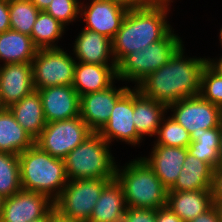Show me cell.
Listing matches in <instances>:
<instances>
[{
	"instance_id": "obj_1",
	"label": "cell",
	"mask_w": 222,
	"mask_h": 222,
	"mask_svg": "<svg viewBox=\"0 0 222 222\" xmlns=\"http://www.w3.org/2000/svg\"><path fill=\"white\" fill-rule=\"evenodd\" d=\"M183 46L177 49L166 64L137 85L136 88L144 96L168 106L200 94L201 74L208 59L185 58Z\"/></svg>"
},
{
	"instance_id": "obj_2",
	"label": "cell",
	"mask_w": 222,
	"mask_h": 222,
	"mask_svg": "<svg viewBox=\"0 0 222 222\" xmlns=\"http://www.w3.org/2000/svg\"><path fill=\"white\" fill-rule=\"evenodd\" d=\"M168 7L147 2L128 10L121 27L111 40L112 58L116 65L128 54L143 50L162 40L171 30L167 24Z\"/></svg>"
},
{
	"instance_id": "obj_3",
	"label": "cell",
	"mask_w": 222,
	"mask_h": 222,
	"mask_svg": "<svg viewBox=\"0 0 222 222\" xmlns=\"http://www.w3.org/2000/svg\"><path fill=\"white\" fill-rule=\"evenodd\" d=\"M18 156L22 190L45 194L54 202L68 183L64 159L35 143Z\"/></svg>"
},
{
	"instance_id": "obj_4",
	"label": "cell",
	"mask_w": 222,
	"mask_h": 222,
	"mask_svg": "<svg viewBox=\"0 0 222 222\" xmlns=\"http://www.w3.org/2000/svg\"><path fill=\"white\" fill-rule=\"evenodd\" d=\"M115 179L123 189L126 207L157 210L167 206L168 189L143 157L123 170L117 167Z\"/></svg>"
},
{
	"instance_id": "obj_5",
	"label": "cell",
	"mask_w": 222,
	"mask_h": 222,
	"mask_svg": "<svg viewBox=\"0 0 222 222\" xmlns=\"http://www.w3.org/2000/svg\"><path fill=\"white\" fill-rule=\"evenodd\" d=\"M109 143L93 132L64 158L68 180L112 179L115 180L117 165Z\"/></svg>"
},
{
	"instance_id": "obj_6",
	"label": "cell",
	"mask_w": 222,
	"mask_h": 222,
	"mask_svg": "<svg viewBox=\"0 0 222 222\" xmlns=\"http://www.w3.org/2000/svg\"><path fill=\"white\" fill-rule=\"evenodd\" d=\"M181 45L182 40L171 30L162 40L126 55L117 64V79L131 80L138 85L148 75L166 64Z\"/></svg>"
},
{
	"instance_id": "obj_7",
	"label": "cell",
	"mask_w": 222,
	"mask_h": 222,
	"mask_svg": "<svg viewBox=\"0 0 222 222\" xmlns=\"http://www.w3.org/2000/svg\"><path fill=\"white\" fill-rule=\"evenodd\" d=\"M112 179L68 180V183L54 201L56 212L65 218L87 222L93 212L103 188Z\"/></svg>"
},
{
	"instance_id": "obj_8",
	"label": "cell",
	"mask_w": 222,
	"mask_h": 222,
	"mask_svg": "<svg viewBox=\"0 0 222 222\" xmlns=\"http://www.w3.org/2000/svg\"><path fill=\"white\" fill-rule=\"evenodd\" d=\"M76 63L61 48L37 49L31 62L35 90L72 85Z\"/></svg>"
},
{
	"instance_id": "obj_9",
	"label": "cell",
	"mask_w": 222,
	"mask_h": 222,
	"mask_svg": "<svg viewBox=\"0 0 222 222\" xmlns=\"http://www.w3.org/2000/svg\"><path fill=\"white\" fill-rule=\"evenodd\" d=\"M93 132L80 116L46 123L35 144L51 156L64 159Z\"/></svg>"
},
{
	"instance_id": "obj_10",
	"label": "cell",
	"mask_w": 222,
	"mask_h": 222,
	"mask_svg": "<svg viewBox=\"0 0 222 222\" xmlns=\"http://www.w3.org/2000/svg\"><path fill=\"white\" fill-rule=\"evenodd\" d=\"M167 109H172L174 113L171 117L190 135L196 129L219 127L222 122V109L200 95L181 99L168 105Z\"/></svg>"
},
{
	"instance_id": "obj_11",
	"label": "cell",
	"mask_w": 222,
	"mask_h": 222,
	"mask_svg": "<svg viewBox=\"0 0 222 222\" xmlns=\"http://www.w3.org/2000/svg\"><path fill=\"white\" fill-rule=\"evenodd\" d=\"M54 202L45 194L21 190L5 198L0 222H30L44 217Z\"/></svg>"
},
{
	"instance_id": "obj_12",
	"label": "cell",
	"mask_w": 222,
	"mask_h": 222,
	"mask_svg": "<svg viewBox=\"0 0 222 222\" xmlns=\"http://www.w3.org/2000/svg\"><path fill=\"white\" fill-rule=\"evenodd\" d=\"M134 90L129 89L115 104L110 118L98 134L109 144L116 138L128 144H139L142 138L134 125Z\"/></svg>"
},
{
	"instance_id": "obj_13",
	"label": "cell",
	"mask_w": 222,
	"mask_h": 222,
	"mask_svg": "<svg viewBox=\"0 0 222 222\" xmlns=\"http://www.w3.org/2000/svg\"><path fill=\"white\" fill-rule=\"evenodd\" d=\"M129 87L109 88L80 96V117L92 132L98 133L108 122L116 102L129 90Z\"/></svg>"
},
{
	"instance_id": "obj_14",
	"label": "cell",
	"mask_w": 222,
	"mask_h": 222,
	"mask_svg": "<svg viewBox=\"0 0 222 222\" xmlns=\"http://www.w3.org/2000/svg\"><path fill=\"white\" fill-rule=\"evenodd\" d=\"M86 9V10H85ZM128 8L120 3L108 0H92L90 5L80 6V12L84 15L85 29L97 32L109 39H113L121 27L122 21L128 12Z\"/></svg>"
},
{
	"instance_id": "obj_15",
	"label": "cell",
	"mask_w": 222,
	"mask_h": 222,
	"mask_svg": "<svg viewBox=\"0 0 222 222\" xmlns=\"http://www.w3.org/2000/svg\"><path fill=\"white\" fill-rule=\"evenodd\" d=\"M34 91L31 63L0 66V98L4 108H9Z\"/></svg>"
},
{
	"instance_id": "obj_16",
	"label": "cell",
	"mask_w": 222,
	"mask_h": 222,
	"mask_svg": "<svg viewBox=\"0 0 222 222\" xmlns=\"http://www.w3.org/2000/svg\"><path fill=\"white\" fill-rule=\"evenodd\" d=\"M41 96L46 123L80 116V96L72 85L37 90Z\"/></svg>"
},
{
	"instance_id": "obj_17",
	"label": "cell",
	"mask_w": 222,
	"mask_h": 222,
	"mask_svg": "<svg viewBox=\"0 0 222 222\" xmlns=\"http://www.w3.org/2000/svg\"><path fill=\"white\" fill-rule=\"evenodd\" d=\"M100 65L78 62L75 66L74 82L72 84L79 96L92 92L103 91L113 85L117 78V65Z\"/></svg>"
},
{
	"instance_id": "obj_18",
	"label": "cell",
	"mask_w": 222,
	"mask_h": 222,
	"mask_svg": "<svg viewBox=\"0 0 222 222\" xmlns=\"http://www.w3.org/2000/svg\"><path fill=\"white\" fill-rule=\"evenodd\" d=\"M146 163L153 169L159 180L169 189L176 181L184 164L187 148L155 145Z\"/></svg>"
},
{
	"instance_id": "obj_19",
	"label": "cell",
	"mask_w": 222,
	"mask_h": 222,
	"mask_svg": "<svg viewBox=\"0 0 222 222\" xmlns=\"http://www.w3.org/2000/svg\"><path fill=\"white\" fill-rule=\"evenodd\" d=\"M213 205L211 190L168 191L167 206L183 222L205 213Z\"/></svg>"
},
{
	"instance_id": "obj_20",
	"label": "cell",
	"mask_w": 222,
	"mask_h": 222,
	"mask_svg": "<svg viewBox=\"0 0 222 222\" xmlns=\"http://www.w3.org/2000/svg\"><path fill=\"white\" fill-rule=\"evenodd\" d=\"M213 171L208 163L187 153L180 174L168 191L211 190Z\"/></svg>"
},
{
	"instance_id": "obj_21",
	"label": "cell",
	"mask_w": 222,
	"mask_h": 222,
	"mask_svg": "<svg viewBox=\"0 0 222 222\" xmlns=\"http://www.w3.org/2000/svg\"><path fill=\"white\" fill-rule=\"evenodd\" d=\"M167 106L144 96L137 88L134 89V125L137 134L157 135L162 119H164ZM163 117V118H162Z\"/></svg>"
},
{
	"instance_id": "obj_22",
	"label": "cell",
	"mask_w": 222,
	"mask_h": 222,
	"mask_svg": "<svg viewBox=\"0 0 222 222\" xmlns=\"http://www.w3.org/2000/svg\"><path fill=\"white\" fill-rule=\"evenodd\" d=\"M18 124L36 140L46 126L39 92L35 90L9 107Z\"/></svg>"
},
{
	"instance_id": "obj_23",
	"label": "cell",
	"mask_w": 222,
	"mask_h": 222,
	"mask_svg": "<svg viewBox=\"0 0 222 222\" xmlns=\"http://www.w3.org/2000/svg\"><path fill=\"white\" fill-rule=\"evenodd\" d=\"M126 208L123 189L116 179L112 180L103 188L87 222H120Z\"/></svg>"
},
{
	"instance_id": "obj_24",
	"label": "cell",
	"mask_w": 222,
	"mask_h": 222,
	"mask_svg": "<svg viewBox=\"0 0 222 222\" xmlns=\"http://www.w3.org/2000/svg\"><path fill=\"white\" fill-rule=\"evenodd\" d=\"M74 44L78 62L108 65V58L112 56V42L108 37L83 29Z\"/></svg>"
},
{
	"instance_id": "obj_25",
	"label": "cell",
	"mask_w": 222,
	"mask_h": 222,
	"mask_svg": "<svg viewBox=\"0 0 222 222\" xmlns=\"http://www.w3.org/2000/svg\"><path fill=\"white\" fill-rule=\"evenodd\" d=\"M35 140L18 124L9 108L0 111V152L19 155Z\"/></svg>"
},
{
	"instance_id": "obj_26",
	"label": "cell",
	"mask_w": 222,
	"mask_h": 222,
	"mask_svg": "<svg viewBox=\"0 0 222 222\" xmlns=\"http://www.w3.org/2000/svg\"><path fill=\"white\" fill-rule=\"evenodd\" d=\"M36 51L29 35L12 29L0 33V60L4 64L31 63Z\"/></svg>"
},
{
	"instance_id": "obj_27",
	"label": "cell",
	"mask_w": 222,
	"mask_h": 222,
	"mask_svg": "<svg viewBox=\"0 0 222 222\" xmlns=\"http://www.w3.org/2000/svg\"><path fill=\"white\" fill-rule=\"evenodd\" d=\"M220 139V126L210 129H196L191 134V142L187 146L188 153L217 168Z\"/></svg>"
},
{
	"instance_id": "obj_28",
	"label": "cell",
	"mask_w": 222,
	"mask_h": 222,
	"mask_svg": "<svg viewBox=\"0 0 222 222\" xmlns=\"http://www.w3.org/2000/svg\"><path fill=\"white\" fill-rule=\"evenodd\" d=\"M65 26L45 11H40L34 23L31 39L37 49L60 48L54 44L62 36ZM54 44V45H53Z\"/></svg>"
},
{
	"instance_id": "obj_29",
	"label": "cell",
	"mask_w": 222,
	"mask_h": 222,
	"mask_svg": "<svg viewBox=\"0 0 222 222\" xmlns=\"http://www.w3.org/2000/svg\"><path fill=\"white\" fill-rule=\"evenodd\" d=\"M21 190L19 156L0 152V195L7 198Z\"/></svg>"
},
{
	"instance_id": "obj_30",
	"label": "cell",
	"mask_w": 222,
	"mask_h": 222,
	"mask_svg": "<svg viewBox=\"0 0 222 222\" xmlns=\"http://www.w3.org/2000/svg\"><path fill=\"white\" fill-rule=\"evenodd\" d=\"M39 12L30 0H9L11 29L31 36Z\"/></svg>"
},
{
	"instance_id": "obj_31",
	"label": "cell",
	"mask_w": 222,
	"mask_h": 222,
	"mask_svg": "<svg viewBox=\"0 0 222 222\" xmlns=\"http://www.w3.org/2000/svg\"><path fill=\"white\" fill-rule=\"evenodd\" d=\"M162 121L157 132V143L154 144L187 148L191 142V135L189 132L179 123H177L172 117H168L166 121L165 119H162Z\"/></svg>"
},
{
	"instance_id": "obj_32",
	"label": "cell",
	"mask_w": 222,
	"mask_h": 222,
	"mask_svg": "<svg viewBox=\"0 0 222 222\" xmlns=\"http://www.w3.org/2000/svg\"><path fill=\"white\" fill-rule=\"evenodd\" d=\"M199 95L222 109V76L208 64L203 68L201 74Z\"/></svg>"
},
{
	"instance_id": "obj_33",
	"label": "cell",
	"mask_w": 222,
	"mask_h": 222,
	"mask_svg": "<svg viewBox=\"0 0 222 222\" xmlns=\"http://www.w3.org/2000/svg\"><path fill=\"white\" fill-rule=\"evenodd\" d=\"M80 5L78 0H52L45 12L66 26L78 17Z\"/></svg>"
},
{
	"instance_id": "obj_34",
	"label": "cell",
	"mask_w": 222,
	"mask_h": 222,
	"mask_svg": "<svg viewBox=\"0 0 222 222\" xmlns=\"http://www.w3.org/2000/svg\"><path fill=\"white\" fill-rule=\"evenodd\" d=\"M120 222H156L155 209L127 207Z\"/></svg>"
},
{
	"instance_id": "obj_35",
	"label": "cell",
	"mask_w": 222,
	"mask_h": 222,
	"mask_svg": "<svg viewBox=\"0 0 222 222\" xmlns=\"http://www.w3.org/2000/svg\"><path fill=\"white\" fill-rule=\"evenodd\" d=\"M211 194L213 200L222 199V168H216L213 171Z\"/></svg>"
},
{
	"instance_id": "obj_36",
	"label": "cell",
	"mask_w": 222,
	"mask_h": 222,
	"mask_svg": "<svg viewBox=\"0 0 222 222\" xmlns=\"http://www.w3.org/2000/svg\"><path fill=\"white\" fill-rule=\"evenodd\" d=\"M10 29L9 0H0V33Z\"/></svg>"
},
{
	"instance_id": "obj_37",
	"label": "cell",
	"mask_w": 222,
	"mask_h": 222,
	"mask_svg": "<svg viewBox=\"0 0 222 222\" xmlns=\"http://www.w3.org/2000/svg\"><path fill=\"white\" fill-rule=\"evenodd\" d=\"M156 222H183L168 206L155 210Z\"/></svg>"
},
{
	"instance_id": "obj_38",
	"label": "cell",
	"mask_w": 222,
	"mask_h": 222,
	"mask_svg": "<svg viewBox=\"0 0 222 222\" xmlns=\"http://www.w3.org/2000/svg\"><path fill=\"white\" fill-rule=\"evenodd\" d=\"M188 222H221L218 211L213 205L208 211L198 215L196 218L189 220Z\"/></svg>"
},
{
	"instance_id": "obj_39",
	"label": "cell",
	"mask_w": 222,
	"mask_h": 222,
	"mask_svg": "<svg viewBox=\"0 0 222 222\" xmlns=\"http://www.w3.org/2000/svg\"><path fill=\"white\" fill-rule=\"evenodd\" d=\"M108 1H114L120 3L121 5L127 7L128 9L143 6L148 2V0H108Z\"/></svg>"
},
{
	"instance_id": "obj_40",
	"label": "cell",
	"mask_w": 222,
	"mask_h": 222,
	"mask_svg": "<svg viewBox=\"0 0 222 222\" xmlns=\"http://www.w3.org/2000/svg\"><path fill=\"white\" fill-rule=\"evenodd\" d=\"M207 64L214 70L216 71L219 75L222 76V56L218 60V62H214L211 59H208Z\"/></svg>"
},
{
	"instance_id": "obj_41",
	"label": "cell",
	"mask_w": 222,
	"mask_h": 222,
	"mask_svg": "<svg viewBox=\"0 0 222 222\" xmlns=\"http://www.w3.org/2000/svg\"><path fill=\"white\" fill-rule=\"evenodd\" d=\"M39 11H45L52 0H30Z\"/></svg>"
},
{
	"instance_id": "obj_42",
	"label": "cell",
	"mask_w": 222,
	"mask_h": 222,
	"mask_svg": "<svg viewBox=\"0 0 222 222\" xmlns=\"http://www.w3.org/2000/svg\"><path fill=\"white\" fill-rule=\"evenodd\" d=\"M217 168H222V122L220 123V139H219Z\"/></svg>"
},
{
	"instance_id": "obj_43",
	"label": "cell",
	"mask_w": 222,
	"mask_h": 222,
	"mask_svg": "<svg viewBox=\"0 0 222 222\" xmlns=\"http://www.w3.org/2000/svg\"><path fill=\"white\" fill-rule=\"evenodd\" d=\"M55 213H56V210L53 207L44 217L38 218L30 222H51V218Z\"/></svg>"
},
{
	"instance_id": "obj_44",
	"label": "cell",
	"mask_w": 222,
	"mask_h": 222,
	"mask_svg": "<svg viewBox=\"0 0 222 222\" xmlns=\"http://www.w3.org/2000/svg\"><path fill=\"white\" fill-rule=\"evenodd\" d=\"M51 222H78L65 217L60 216L57 212L52 216Z\"/></svg>"
},
{
	"instance_id": "obj_45",
	"label": "cell",
	"mask_w": 222,
	"mask_h": 222,
	"mask_svg": "<svg viewBox=\"0 0 222 222\" xmlns=\"http://www.w3.org/2000/svg\"><path fill=\"white\" fill-rule=\"evenodd\" d=\"M148 2L152 3V4H155V5L168 7L169 2H173V1H171V0H148Z\"/></svg>"
},
{
	"instance_id": "obj_46",
	"label": "cell",
	"mask_w": 222,
	"mask_h": 222,
	"mask_svg": "<svg viewBox=\"0 0 222 222\" xmlns=\"http://www.w3.org/2000/svg\"><path fill=\"white\" fill-rule=\"evenodd\" d=\"M213 203L218 211L220 221L222 222V199L221 200H213Z\"/></svg>"
},
{
	"instance_id": "obj_47",
	"label": "cell",
	"mask_w": 222,
	"mask_h": 222,
	"mask_svg": "<svg viewBox=\"0 0 222 222\" xmlns=\"http://www.w3.org/2000/svg\"><path fill=\"white\" fill-rule=\"evenodd\" d=\"M4 200H5V198L2 195H0V215H1V212H2V207L4 205Z\"/></svg>"
},
{
	"instance_id": "obj_48",
	"label": "cell",
	"mask_w": 222,
	"mask_h": 222,
	"mask_svg": "<svg viewBox=\"0 0 222 222\" xmlns=\"http://www.w3.org/2000/svg\"><path fill=\"white\" fill-rule=\"evenodd\" d=\"M220 43L222 45V28H221V31H220Z\"/></svg>"
},
{
	"instance_id": "obj_49",
	"label": "cell",
	"mask_w": 222,
	"mask_h": 222,
	"mask_svg": "<svg viewBox=\"0 0 222 222\" xmlns=\"http://www.w3.org/2000/svg\"><path fill=\"white\" fill-rule=\"evenodd\" d=\"M4 109V106L2 105V102H1V98H0V111Z\"/></svg>"
}]
</instances>
